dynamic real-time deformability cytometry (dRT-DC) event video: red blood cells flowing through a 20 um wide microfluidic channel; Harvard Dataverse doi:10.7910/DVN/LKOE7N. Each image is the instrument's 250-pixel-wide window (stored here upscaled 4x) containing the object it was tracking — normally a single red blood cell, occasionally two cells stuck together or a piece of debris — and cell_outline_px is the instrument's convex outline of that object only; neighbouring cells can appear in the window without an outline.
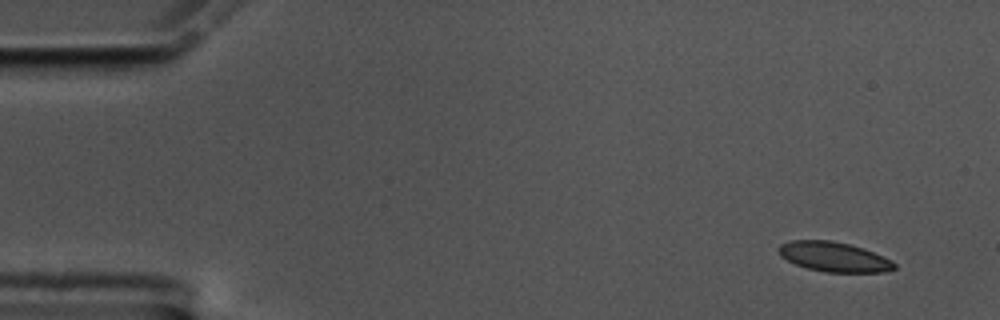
{"species": "common noctule bat (a hibernating species)", "species_latin": "Nyctalus noctula", "temperature_condition": "cold", "stored_images_in_passage": 15, "camera_frame_rate_fps": 3000, "um_per_image_px": 0.085, "animal": {"sex": "male", "body_mass_g": 17.5, "forearm_length_mm": 52.3}, "frame": {"image": 1, "passage_image": 1, "time_ms": 0.0, "image_size_px": [1000, 320], "cell_outline_px": [[896, 268], [884, 272], [824, 272], [808, 268], [796, 264], [780, 256], [776, 248], [780, 244], [792, 240], [832, 240], [864, 248], [892, 260], [896, 264]], "centroid_in_image_um": [70.88, 21.82], "position_along_channel_um": 14.1, "area_um2": 20.11}}
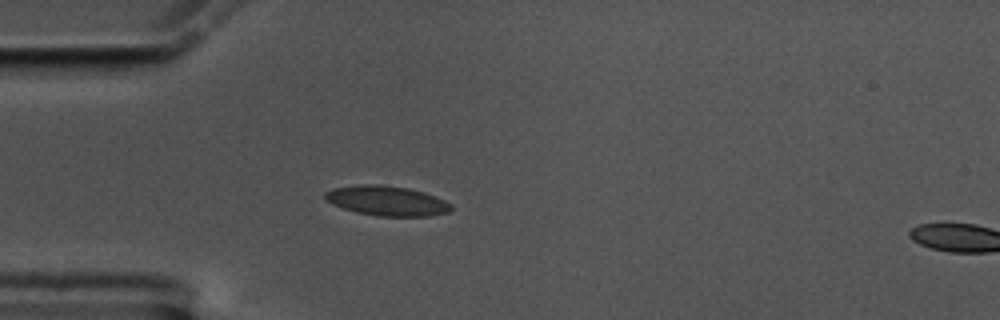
{"frame": {"image": 2, "passage_image": 13, "time_ms": 4.0, "image_size_px": [1000, 320], "cell_outline_px": [[452, 208], [448, 212], [428, 216], [380, 216], [356, 212], [332, 204], [324, 200], [324, 192], [332, 188], [360, 184], [376, 184], [408, 188], [444, 200], [452, 204]], "centroid_in_image_um": [32.82, 17.06], "position_along_channel_um": 52.2, "area_um2": 21.73}}